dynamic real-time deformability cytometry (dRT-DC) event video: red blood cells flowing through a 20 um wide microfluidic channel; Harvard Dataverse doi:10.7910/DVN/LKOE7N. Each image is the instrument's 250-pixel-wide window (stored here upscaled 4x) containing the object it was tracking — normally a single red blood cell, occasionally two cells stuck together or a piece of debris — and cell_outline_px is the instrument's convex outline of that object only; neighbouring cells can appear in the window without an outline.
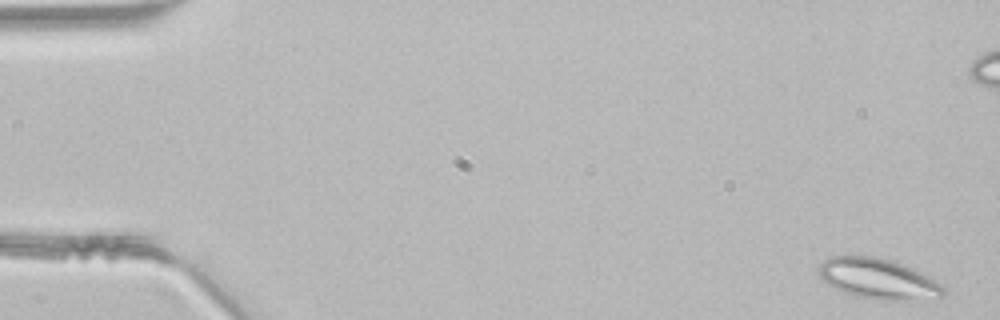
{"species": "common noctule bat (a hibernating species)", "species_latin": "Nyctalus noctula", "temperature_condition": "room temperature", "stored_images_in_passage": 47, "camera_frame_rate_fps": 3000, "um_per_image_px": 0.085, "animal": {"sex": "male", "body_mass_g": 21.5, "forearm_length_mm": 52.0}, "frame": {"image": 1, "passage_image": 1, "time_ms": 0.0, "image_size_px": [1000, 320], "cell_outline_px": [[944, 292], [940, 296], [892, 300], [884, 300], [856, 296], [844, 292], [820, 280], [816, 272], [816, 268], [824, 260], [832, 256], [876, 256], [892, 260], [912, 268], [928, 276], [940, 284], [944, 288]], "centroid_in_image_um": [74.53, 23.66], "position_along_channel_um": 10.5, "area_um2": 29.02}}
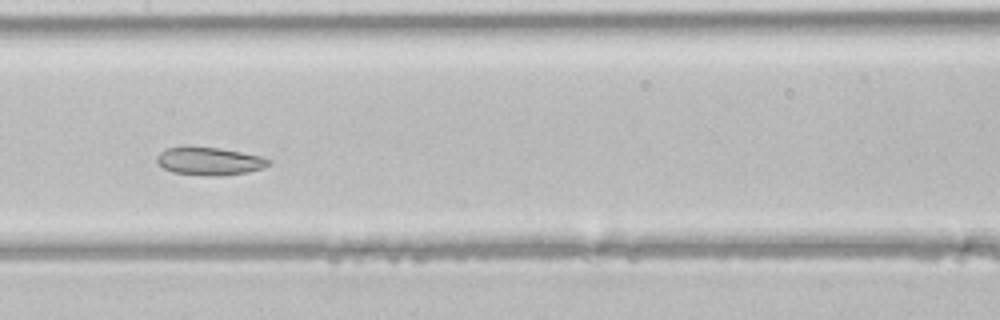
{"frame": {"image": 2, "passage_image": 23, "time_ms": 7.333, "image_size_px": [1000, 320], "cell_outline_px": [[272, 164], [264, 168], [248, 172], [224, 176], [208, 176], [172, 172], [164, 168], [156, 160], [156, 156], [164, 148], [184, 144], [220, 148], [264, 156], [272, 160]], "centroid_in_image_um": [17.81, 13.67], "position_along_channel_um": 189.6, "area_um2": 19.02}}
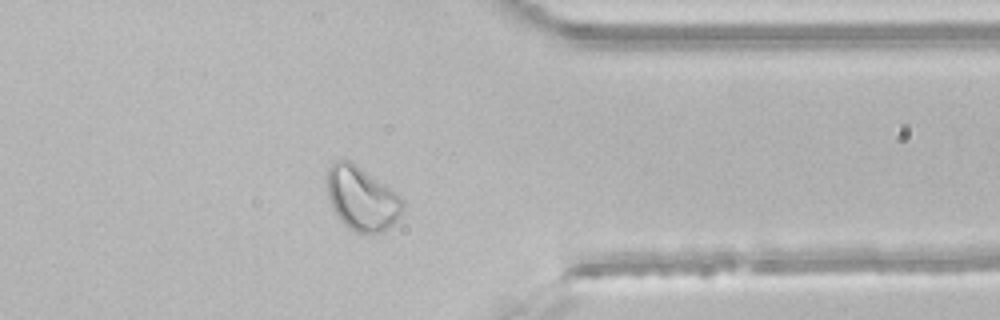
{"frame": {"image": 3, "passage_image": 37, "time_ms": 12.0, "image_size_px": [1000, 320], "cell_outline_px": [[404, 208], [400, 216], [384, 232], [372, 236], [356, 232], [344, 224], [340, 220], [328, 196], [328, 168], [332, 160], [348, 160], [356, 164], [396, 192], [404, 200]], "centroid_in_image_um": [30.78, 16.9], "position_along_channel_um": 380.6, "area_um2": 28.21}}